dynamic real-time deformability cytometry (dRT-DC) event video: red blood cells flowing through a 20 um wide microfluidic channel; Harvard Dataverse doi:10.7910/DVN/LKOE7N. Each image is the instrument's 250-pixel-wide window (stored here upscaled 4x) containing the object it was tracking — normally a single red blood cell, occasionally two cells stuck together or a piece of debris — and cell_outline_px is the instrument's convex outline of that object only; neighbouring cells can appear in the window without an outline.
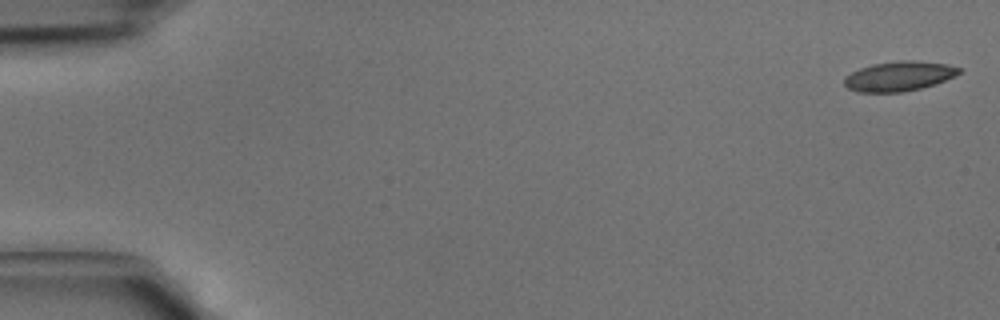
{"species": "common noctule bat (a hibernating species)", "species_latin": "Nyctalus noctula", "temperature_condition": "cold", "stored_images_in_passage": 43, "camera_frame_rate_fps": 3000, "um_per_image_px": 0.085, "animal": {"sex": "male", "body_mass_g": 15.6}, "frame": {"image": 1, "passage_image": 1, "time_ms": 0.0, "image_size_px": [1000, 320], "cell_outline_px": [[964, 68], [960, 72], [936, 84], [920, 88], [900, 92], [856, 92], [848, 88], [844, 84], [844, 76], [860, 68], [872, 64], [900, 60], [916, 60], [948, 64]], "centroid_in_image_um": [76.41, 6.46], "position_along_channel_um": 8.6, "area_um2": 19.94}}
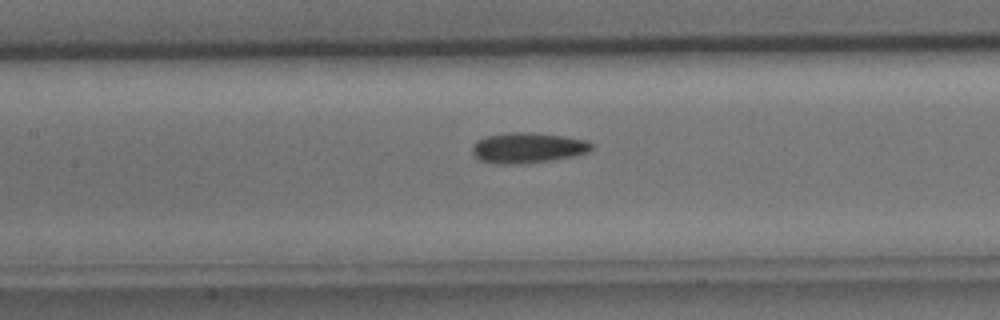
{"frame": {"image": 2, "passage_image": 20, "time_ms": 6.333, "image_size_px": [1000, 320], "cell_outline_px": [[592, 148], [588, 152], [572, 156], [552, 160], [520, 164], [496, 164], [480, 160], [472, 152], [472, 148], [484, 136], [508, 132], [532, 132], [564, 136], [588, 140], [592, 144]], "centroid_in_image_um": [44.87, 12.56], "position_along_channel_um": 162.5, "area_um2": 21.15}}
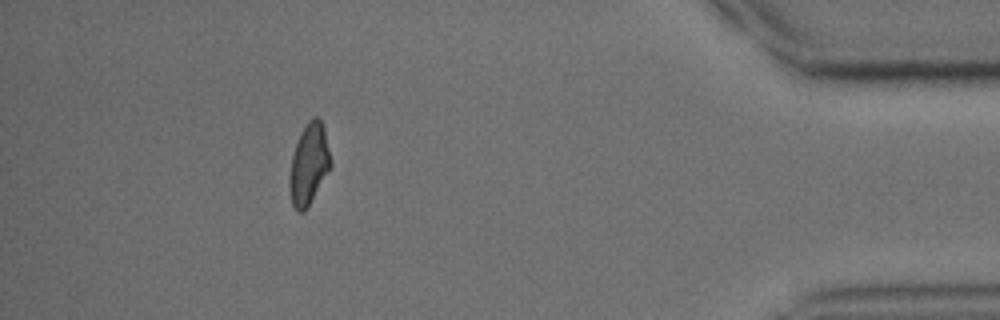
{"frame": {"image": 3, "passage_image": 39, "time_ms": 12.667, "image_size_px": [1000, 320], "cell_outline_px": [[332, 164], [304, 212], [296, 212], [292, 204], [288, 184], [288, 180], [292, 156], [300, 132], [308, 120], [312, 116], [316, 116], [320, 120], [324, 128], [332, 160]], "centroid_in_image_um": [26.24, 13.93], "position_along_channel_um": 409.0, "area_um2": 19.36}}